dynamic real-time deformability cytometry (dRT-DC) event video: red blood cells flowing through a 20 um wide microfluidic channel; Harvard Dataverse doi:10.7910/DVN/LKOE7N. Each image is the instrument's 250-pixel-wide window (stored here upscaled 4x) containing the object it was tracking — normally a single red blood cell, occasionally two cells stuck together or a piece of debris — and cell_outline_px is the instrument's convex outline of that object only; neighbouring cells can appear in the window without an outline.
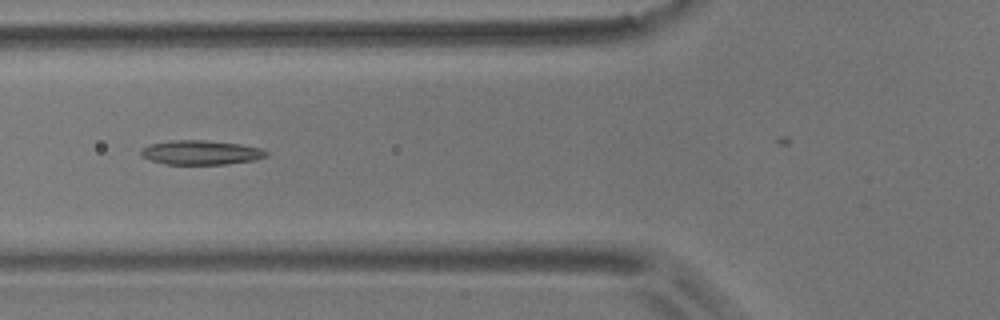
{"species": "common noctule bat (a hibernating species)", "species_latin": "Nyctalus noctula", "temperature_condition": "room temperature", "stored_images_in_passage": 8, "camera_frame_rate_fps": 3000, "um_per_image_px": 0.085, "animal": {"sex": "male", "body_mass_g": 17.9}, "frame": {"image": 1, "passage_image": 6, "time_ms": 1.667, "image_size_px": [1000, 320], "cell_outline_px": [[268, 156], [256, 160], [228, 164], [164, 164], [140, 156], [140, 152], [144, 148], [152, 144], [172, 140], [204, 140], [240, 144], [260, 148], [268, 152]], "centroid_in_image_um": [17.12, 12.97], "position_along_channel_um": 108.7, "area_um2": 17.69}}
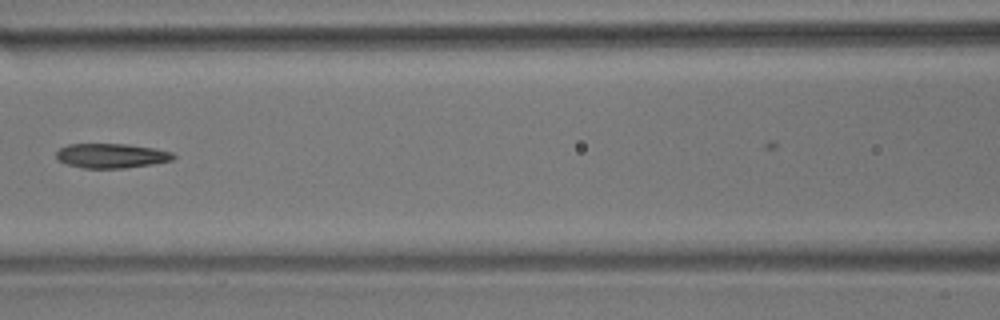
{"frame": {"image": 2, "passage_image": 7, "time_ms": 2.0, "image_size_px": [1000, 320], "cell_outline_px": [[176, 156], [172, 160], [152, 164], [124, 168], [84, 168], [68, 164], [56, 160], [56, 152], [60, 148], [68, 144], [128, 144], [152, 148], [172, 152]], "centroid_in_image_um": [9.45, 13.23], "position_along_channel_um": 157.2, "area_um2": 16.7}}